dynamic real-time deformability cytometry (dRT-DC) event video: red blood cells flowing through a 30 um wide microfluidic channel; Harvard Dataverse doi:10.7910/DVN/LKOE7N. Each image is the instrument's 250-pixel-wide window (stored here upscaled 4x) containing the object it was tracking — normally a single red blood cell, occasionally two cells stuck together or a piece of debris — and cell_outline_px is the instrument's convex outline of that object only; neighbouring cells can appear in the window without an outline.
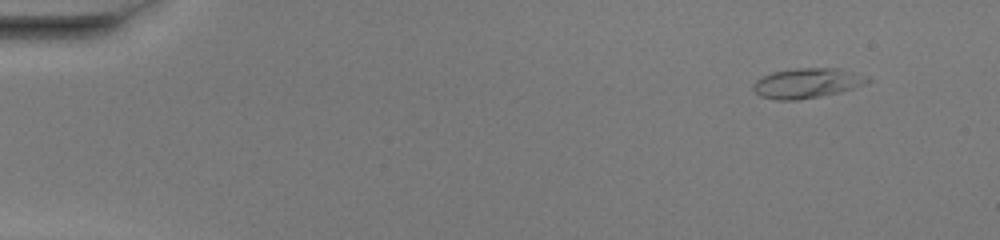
{"species": "common noctule bat (a hibernating species)", "species_latin": "Nyctalus noctula", "temperature_condition": "warm", "stored_images_in_passage": 47, "camera_frame_rate_fps": 3000, "um_per_image_px": 0.085, "animal": {"sex": "female", "body_mass_g": 20.0, "forearm_length_mm": 54.0}, "frame": {"image": 1, "passage_image": 1, "time_ms": 0.0, "image_size_px": [1000, 240], "cell_outline_px": [[872, 80], [864, 84], [840, 92], [820, 96], [796, 100], [776, 100], [760, 96], [752, 88], [752, 84], [756, 80], [772, 72], [796, 68], [840, 68], [868, 76]], "centroid_in_image_um": [68.6, 7.06], "position_along_channel_um": 16.4, "area_um2": 19.94}}
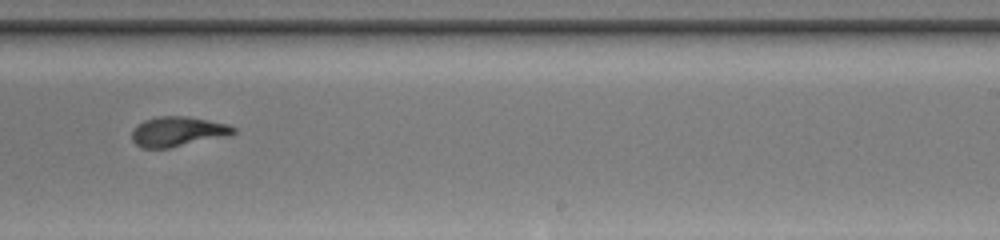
{"frame": {"image": 2, "passage_image": 29, "time_ms": 9.333, "image_size_px": [1000, 240], "cell_outline_px": [[236, 132], [232, 136], [168, 148], [140, 148], [132, 140], [132, 132], [136, 124], [144, 120], [156, 116], [184, 116], [208, 120], [228, 124], [236, 128]], "centroid_in_image_um": [15.13, 11.19], "position_along_channel_um": 273.9, "area_um2": 17.98}}
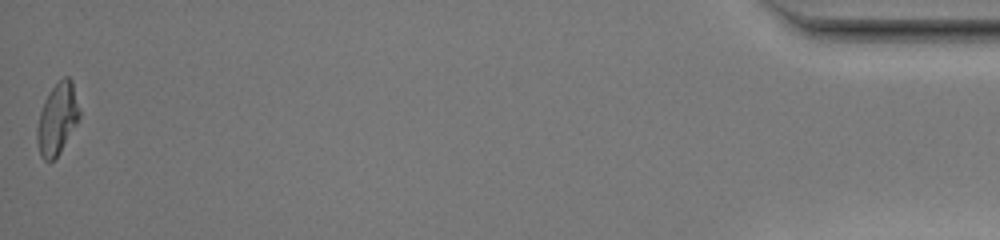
{"frame": {"image": 3, "passage_image": 47, "time_ms": 15.333, "image_size_px": [1000, 240], "cell_outline_px": [[80, 116], [76, 124], [60, 152], [52, 160], [44, 160], [40, 156], [36, 140], [36, 128], [40, 112], [44, 100], [52, 88], [64, 76], [68, 76], [72, 80], [80, 108]], "centroid_in_image_um": [4.86, 10.09], "position_along_channel_um": 430.3, "area_um2": 17.57}, "authors_computed_cell_mechanics": {"area_um2": 18.1492, "velocity_mm_per_s": 4.1157, "shape_relaxation_time_tau1_ms": 4.9854, "shape_relaxation_time_tau2_ms": 1.4376, "deformation_change_tau1": 0.2708, "deformation_change_tau2": 0.0793}}